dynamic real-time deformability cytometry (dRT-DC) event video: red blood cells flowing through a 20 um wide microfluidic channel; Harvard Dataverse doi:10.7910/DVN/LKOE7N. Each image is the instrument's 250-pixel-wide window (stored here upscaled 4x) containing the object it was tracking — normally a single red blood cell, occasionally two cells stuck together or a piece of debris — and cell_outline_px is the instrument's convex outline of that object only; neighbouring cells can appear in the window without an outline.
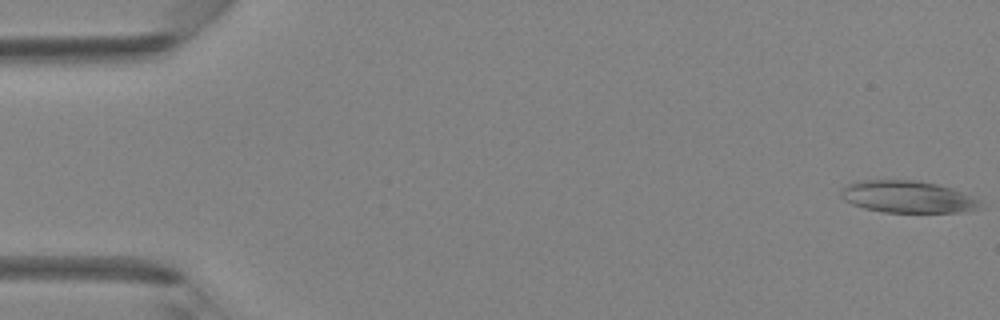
{"species": "Egyptian fruit bat (a non-hibernating species)", "species_latin": "Rousettus aegyptiacus", "temperature_condition": "room temperature", "stored_images_in_passage": 12, "camera_frame_rate_fps": 3000, "um_per_image_px": 0.085, "animal": {"sex": "female"}, "frame": {"image": 1, "passage_image": 1, "time_ms": 0.0, "image_size_px": [1000, 320], "cell_outline_px": [[984, 208], [964, 212], [884, 212], [864, 208], [852, 204], [844, 200], [840, 196], [840, 188], [856, 180], [916, 180], [936, 184], [952, 188], [984, 200]], "centroid_in_image_um": [77.2, 16.73], "position_along_channel_um": 7.8, "area_um2": 26.53}}